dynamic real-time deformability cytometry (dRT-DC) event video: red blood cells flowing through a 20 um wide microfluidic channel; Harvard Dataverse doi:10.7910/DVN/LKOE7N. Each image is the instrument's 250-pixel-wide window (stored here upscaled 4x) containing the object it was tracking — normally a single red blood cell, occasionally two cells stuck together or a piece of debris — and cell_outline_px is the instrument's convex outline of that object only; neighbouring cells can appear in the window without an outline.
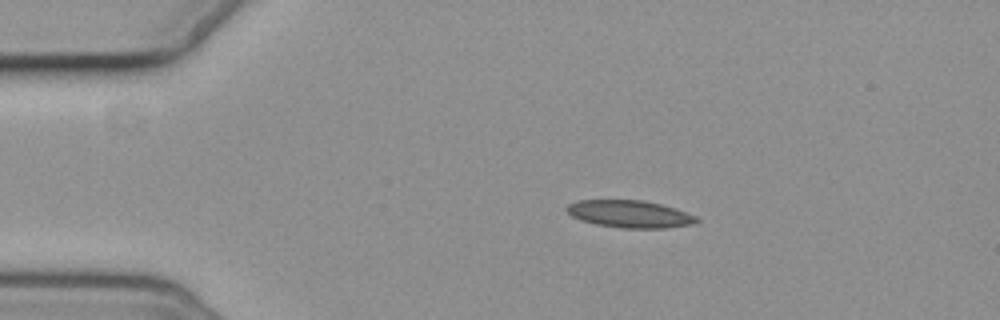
{"species": "common noctule bat (a hibernating species)", "species_latin": "Nyctalus noctula", "temperature_condition": "cold", "stored_images_in_passage": 5, "camera_frame_rate_fps": 3000, "um_per_image_px": 0.085, "animal": {"sex": "female", "body_mass_g": 19.3, "forearm_length_mm": 54.1}, "frame": {"image": 1, "passage_image": 3, "time_ms": 2.333, "image_size_px": [1000, 320], "cell_outline_px": [[700, 220], [692, 224], [664, 228], [620, 228], [596, 224], [580, 220], [572, 216], [564, 208], [568, 204], [580, 200], [644, 200], [676, 208], [696, 216]], "centroid_in_image_um": [53.52, 18.19], "position_along_channel_um": 31.5, "area_um2": 20.69}}
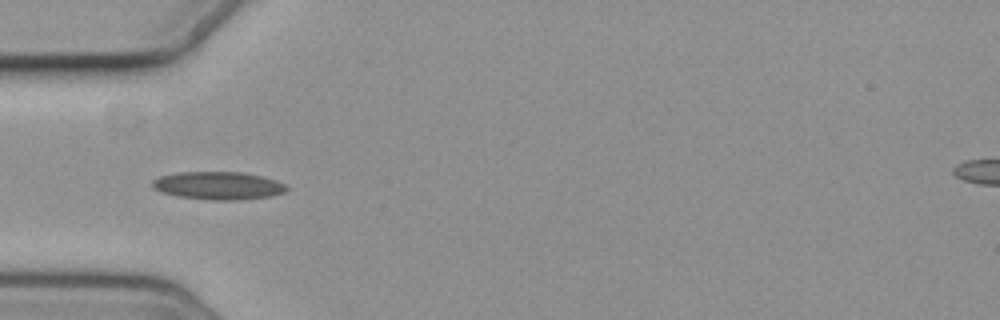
{"frame": {"image": 2, "passage_image": 5, "time_ms": 4.667, "image_size_px": [1000, 320], "cell_outline_px": [[288, 188], [284, 192], [272, 196], [240, 200], [208, 200], [176, 196], [160, 192], [152, 188], [152, 180], [160, 176], [176, 172], [240, 172], [260, 176], [276, 180], [284, 184]], "centroid_in_image_um": [18.51, 15.78], "position_along_channel_um": 66.5, "area_um2": 21.96}}